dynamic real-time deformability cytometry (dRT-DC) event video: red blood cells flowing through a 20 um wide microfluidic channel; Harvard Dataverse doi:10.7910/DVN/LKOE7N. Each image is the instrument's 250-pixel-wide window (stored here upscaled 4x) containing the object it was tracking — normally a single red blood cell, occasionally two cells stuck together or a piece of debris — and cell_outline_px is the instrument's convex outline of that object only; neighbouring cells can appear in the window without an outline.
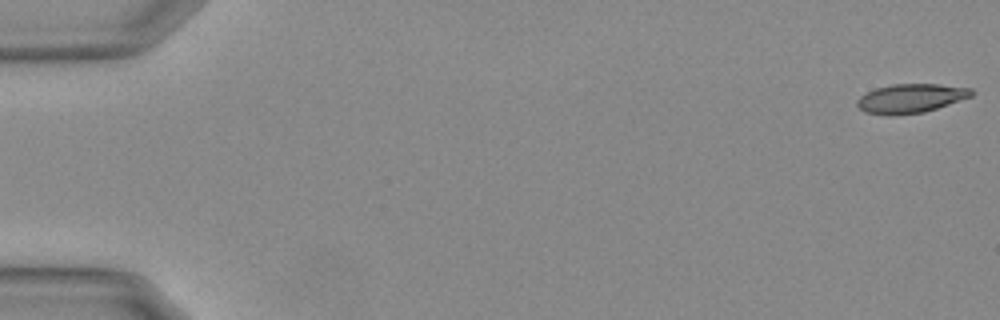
{"species": "Egyptian fruit bat (a non-hibernating species)", "species_latin": "Rousettus aegyptiacus", "temperature_condition": "warm", "stored_images_in_passage": 56, "camera_frame_rate_fps": 3000, "um_per_image_px": 0.085, "animal": {"sex": "female"}, "frame": {"image": 1, "passage_image": 1, "time_ms": 0.0, "image_size_px": [1000, 320], "cell_outline_px": [[976, 92], [972, 96], [924, 112], [892, 116], [888, 116], [864, 112], [856, 104], [856, 100], [860, 96], [876, 88], [892, 84], [936, 84], [972, 88]], "centroid_in_image_um": [77.4, 8.37], "position_along_channel_um": 7.6, "area_um2": 19.42}}
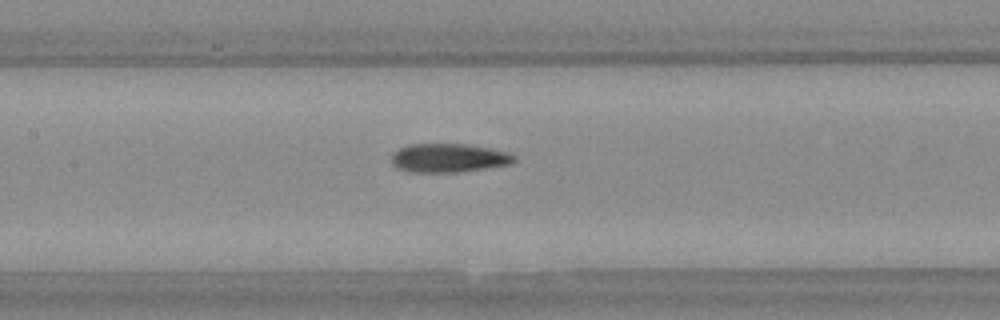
{"frame": {"image": 2, "passage_image": 27, "time_ms": 8.667, "image_size_px": [1000, 320], "cell_outline_px": [[516, 160], [508, 164], [484, 168], [456, 172], [408, 172], [396, 168], [392, 164], [392, 156], [400, 148], [408, 144], [468, 144], [508, 152], [516, 156]], "centroid_in_image_um": [38.11, 13.42], "position_along_channel_um": 169.3, "area_um2": 20.4}}
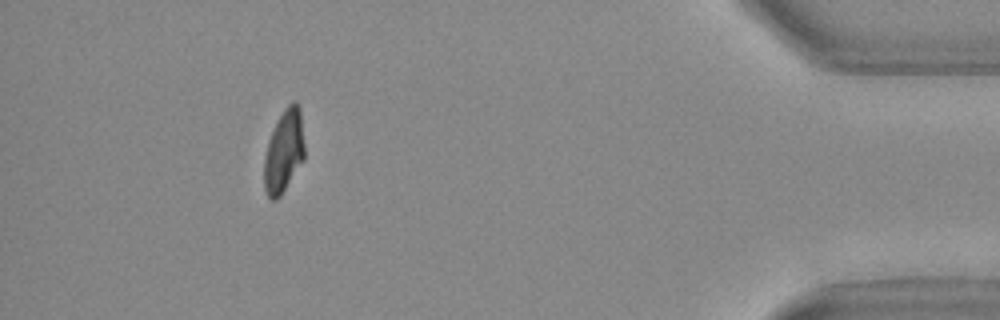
{"frame": {"image": 3, "passage_image": 51, "time_ms": 16.667, "image_size_px": [1000, 320], "cell_outline_px": [[304, 160], [280, 196], [276, 200], [272, 200], [268, 196], [264, 188], [264, 156], [268, 140], [284, 108], [292, 100], [296, 100], [300, 108], [304, 144]], "centroid_in_image_um": [24.13, 12.85], "position_along_channel_um": 411.1, "area_um2": 19.48}, "authors_computed_cell_mechanics": {"area_um2": 20.2589, "velocity_mm_per_s": 3.726, "shape_relaxation_time_tau1_ms": null, "shape_relaxation_time_tau2_ms": 2.1737, "deformation_change_tau1": null, "deformation_change_tau2": 0.0898}}